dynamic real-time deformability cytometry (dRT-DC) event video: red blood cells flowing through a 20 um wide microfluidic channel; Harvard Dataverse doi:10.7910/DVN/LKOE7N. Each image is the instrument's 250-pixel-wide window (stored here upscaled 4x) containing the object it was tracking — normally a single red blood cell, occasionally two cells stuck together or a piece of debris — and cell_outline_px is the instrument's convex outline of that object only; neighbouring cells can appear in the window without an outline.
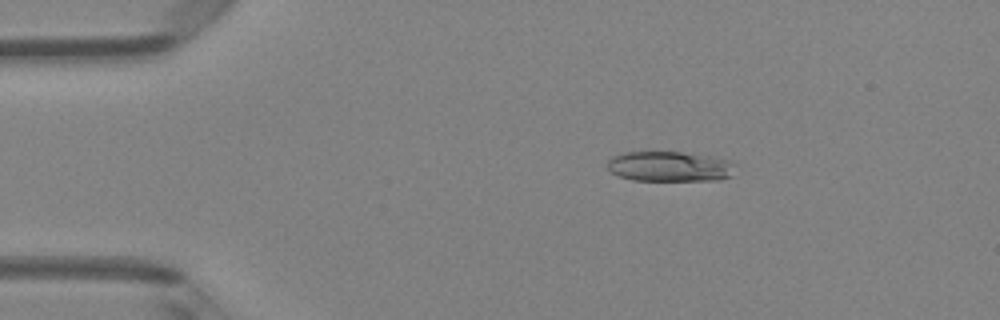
{"species": "Egyptian fruit bat (a non-hibernating species)", "species_latin": "Rousettus aegyptiacus", "temperature_condition": "room temperature", "stored_images_in_passage": 6, "camera_frame_rate_fps": 3000, "um_per_image_px": 0.085, "animal": {"sex": "female"}, "frame": {"image": 1, "passage_image": 3, "time_ms": 2.333, "image_size_px": [1000, 320], "cell_outline_px": [[740, 164], [732, 176], [720, 180], [632, 180], [620, 176], [612, 172], [608, 168], [608, 160], [612, 156], [624, 152], [680, 152], [712, 156], [728, 160]], "centroid_in_image_um": [57.01, 14.15], "position_along_channel_um": 28.0, "area_um2": 22.77}}
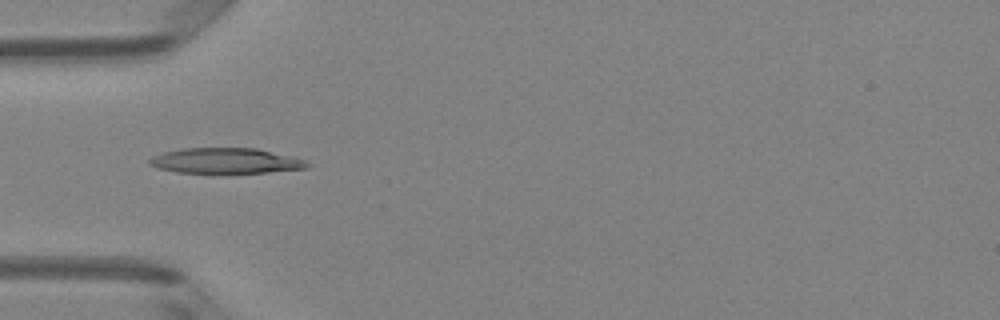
{"frame": {"image": 2, "passage_image": 5, "time_ms": 4.667, "image_size_px": [1000, 320], "cell_outline_px": [[308, 168], [268, 172], [176, 172], [156, 168], [148, 164], [148, 160], [152, 156], [160, 152], [180, 148], [256, 148], [292, 156], [304, 160], [308, 164]], "centroid_in_image_um": [19.11, 13.65], "position_along_channel_um": 65.9, "area_um2": 23.29}}
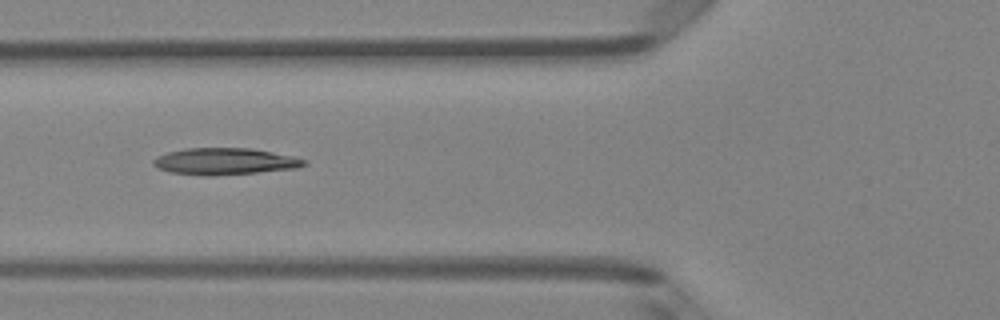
{"frame": {"image": 3, "passage_image": 6, "time_ms": 5.667, "image_size_px": [1000, 320], "cell_outline_px": [[308, 164], [296, 168], [256, 172], [212, 176], [208, 176], [172, 172], [156, 168], [152, 164], [152, 160], [168, 152], [184, 148], [248, 148], [272, 152], [292, 156], [308, 160]], "centroid_in_image_um": [19.11, 13.71], "position_along_channel_um": 106.7, "area_um2": 23.29}}